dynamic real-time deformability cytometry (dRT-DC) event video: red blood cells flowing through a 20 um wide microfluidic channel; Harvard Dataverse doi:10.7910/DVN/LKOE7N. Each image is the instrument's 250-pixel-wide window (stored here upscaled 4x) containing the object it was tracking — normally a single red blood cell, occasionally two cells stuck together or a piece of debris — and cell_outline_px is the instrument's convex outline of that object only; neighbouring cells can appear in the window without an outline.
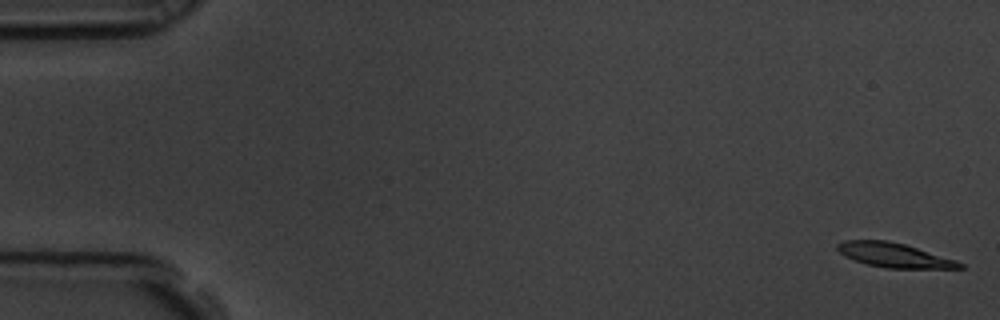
{"species": "common noctule bat (a hibernating species)", "species_latin": "Nyctalus noctula", "temperature_condition": "room temperature", "stored_images_in_passage": 5, "camera_frame_rate_fps": 3000, "um_per_image_px": 0.085, "animal": {"sex": "male", "body_mass_g": 19.5, "forearm_length_mm": 54.6}, "frame": {"image": 1, "passage_image": 1, "time_ms": 0.0, "image_size_px": [1000, 320], "cell_outline_px": [[964, 268], [884, 268], [868, 264], [844, 256], [836, 248], [836, 244], [844, 240], [888, 240], [904, 244], [956, 260], [964, 264]], "centroid_in_image_um": [75.98, 21.68], "position_along_channel_um": 9.0, "area_um2": 17.22}}
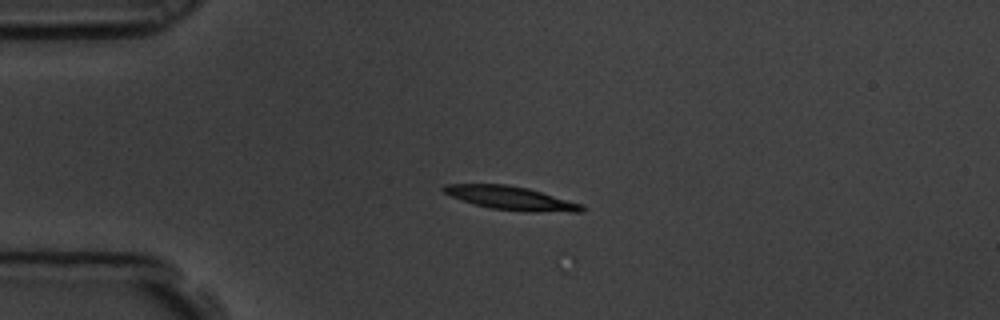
{"frame": {"image": 2, "passage_image": 4, "time_ms": 1.0, "image_size_px": [1000, 320], "cell_outline_px": [[588, 208], [584, 212], [532, 212], [492, 208], [476, 204], [452, 196], [444, 192], [440, 188], [444, 184], [504, 184], [528, 188], [584, 204]], "centroid_in_image_um": [43.54, 16.84], "position_along_channel_um": 41.5, "area_um2": 18.96}}